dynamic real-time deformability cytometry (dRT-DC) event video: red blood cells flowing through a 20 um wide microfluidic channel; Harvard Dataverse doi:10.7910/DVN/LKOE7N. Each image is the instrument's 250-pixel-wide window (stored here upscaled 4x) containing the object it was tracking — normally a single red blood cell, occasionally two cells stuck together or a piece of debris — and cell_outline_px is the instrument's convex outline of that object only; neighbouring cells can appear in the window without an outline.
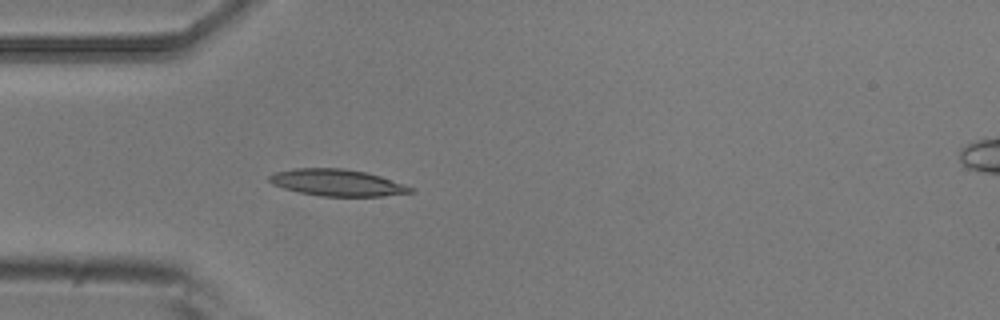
{"species": "common noctule bat (a hibernating species)", "species_latin": "Nyctalus noctula", "temperature_condition": "room temperature", "stored_images_in_passage": 3, "camera_frame_rate_fps": 3000, "um_per_image_px": 0.085, "animal": {"sex": "male", "body_mass_g": 20.5, "forearm_length_mm": 52.5}, "frame": {"image": 1, "passage_image": 3, "time_ms": 0.667, "image_size_px": [1000, 320], "cell_outline_px": [[416, 192], [384, 196], [320, 196], [300, 192], [284, 188], [272, 184], [268, 180], [268, 176], [276, 172], [296, 168], [344, 168], [368, 172], [416, 188]], "centroid_in_image_um": [28.71, 15.52], "position_along_channel_um": 56.3, "area_um2": 22.08}}